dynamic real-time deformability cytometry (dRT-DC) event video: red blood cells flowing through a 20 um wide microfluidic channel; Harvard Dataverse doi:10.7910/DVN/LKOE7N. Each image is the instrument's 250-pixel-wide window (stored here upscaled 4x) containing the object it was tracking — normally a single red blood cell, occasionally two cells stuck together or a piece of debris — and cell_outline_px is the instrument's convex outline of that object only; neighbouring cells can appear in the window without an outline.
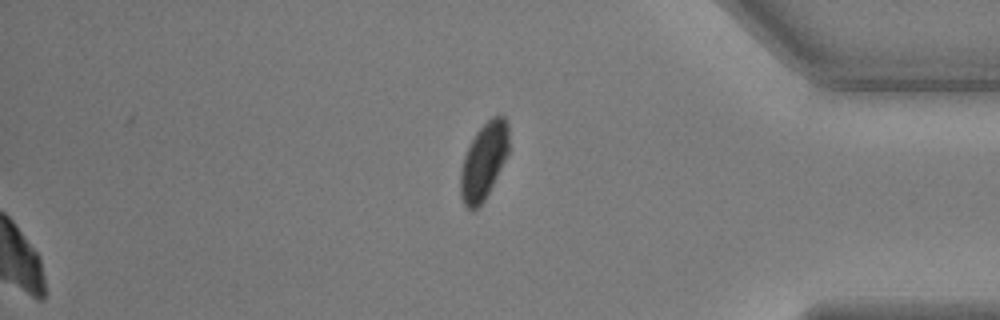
{"species": "common noctule bat (a hibernating species)", "species_latin": "Nyctalus noctula", "temperature_condition": "warm", "stored_images_in_passage": 45, "segment_of_instrument_passage": [2, 2], "camera_frame_rate_fps": 3000, "um_per_image_px": 0.085, "animal": {"sex": "male", "body_mass_g": 17.9, "forearm_length_mm": 54.2}, "frame": {"image": 1, "passage_image": 45, "time_ms": 14.667, "image_size_px": [1000, 320], "cell_outline_px": [[508, 156], [484, 200], [472, 212], [464, 204], [460, 196], [460, 168], [464, 156], [476, 132], [492, 116], [504, 116], [508, 120]], "centroid_in_image_um": [41.12, 13.7], "position_along_channel_um": 394.1, "area_um2": 21.56}}